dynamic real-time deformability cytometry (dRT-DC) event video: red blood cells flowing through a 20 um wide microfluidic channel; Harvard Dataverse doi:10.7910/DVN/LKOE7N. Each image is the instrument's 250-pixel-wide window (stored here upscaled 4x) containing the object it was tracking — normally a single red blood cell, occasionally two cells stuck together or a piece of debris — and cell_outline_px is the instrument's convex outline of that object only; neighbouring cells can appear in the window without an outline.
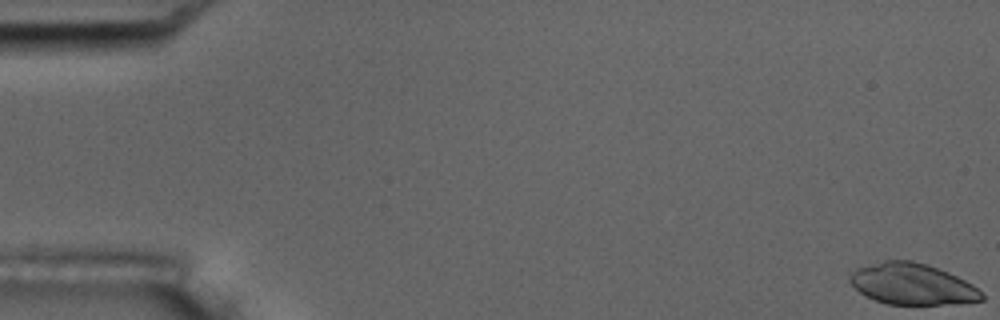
{"species": "common noctule bat (a hibernating species)", "species_latin": "Nyctalus noctula", "temperature_condition": "room temperature", "stored_images_in_passage": 7, "camera_frame_rate_fps": 3000, "um_per_image_px": 0.085, "animal": {"sex": "male", "body_mass_g": 17.5, "forearm_length_mm": 52.3}, "frame": {"image": 1, "passage_image": 1, "time_ms": 0.0, "image_size_px": [1000, 320], "cell_outline_px": [[984, 300], [960, 304], [888, 304], [864, 296], [848, 280], [848, 276], [856, 268], [884, 260], [912, 260], [928, 264], [948, 272], [972, 284], [984, 296]], "centroid_in_image_um": [77.53, 24.14], "position_along_channel_um": 7.5, "area_um2": 31.73}}